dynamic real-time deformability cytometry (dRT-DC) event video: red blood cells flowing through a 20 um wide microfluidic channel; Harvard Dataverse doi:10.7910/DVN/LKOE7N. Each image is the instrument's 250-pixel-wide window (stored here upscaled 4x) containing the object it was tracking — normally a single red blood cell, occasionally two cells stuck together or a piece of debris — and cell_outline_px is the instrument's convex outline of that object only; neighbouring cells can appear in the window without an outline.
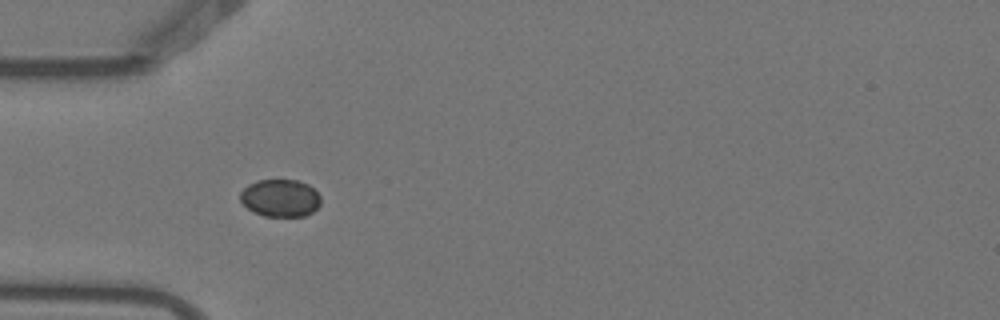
{"species": "Egyptian fruit bat (a non-hibernating species)", "species_latin": "Rousettus aegyptiacus", "temperature_condition": "warm", "stored_images_in_passage": 6, "camera_frame_rate_fps": 3000, "um_per_image_px": 0.085, "animal": {"sex": "female"}, "frame": {"image": 1, "passage_image": 3, "time_ms": 0.667, "image_size_px": [1000, 320], "cell_outline_px": [[320, 204], [312, 212], [304, 216], [264, 216], [248, 208], [240, 200], [240, 192], [248, 184], [256, 180], [296, 180], [308, 184], [320, 196]], "centroid_in_image_um": [23.81, 16.82], "position_along_channel_um": 61.2, "area_um2": 17.46}}
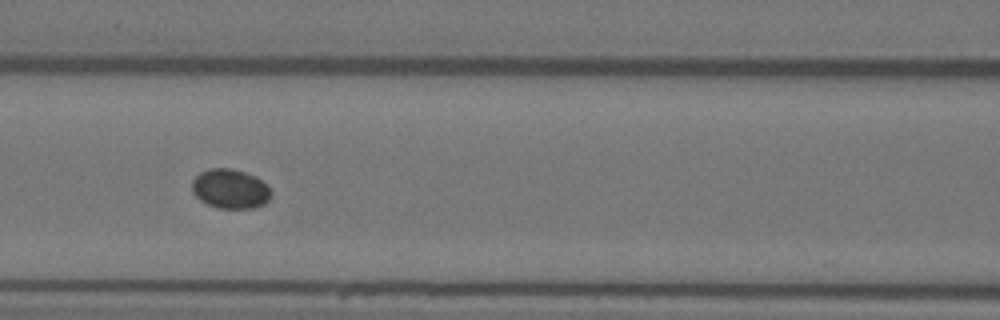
{"frame": {"image": 2, "passage_image": 5, "time_ms": 1.333, "image_size_px": [1000, 320], "cell_outline_px": [[272, 196], [264, 204], [252, 208], [216, 208], [200, 200], [192, 192], [192, 180], [200, 172], [208, 168], [232, 168], [256, 176], [272, 192]], "centroid_in_image_um": [19.55, 16.05], "position_along_channel_um": 147.1, "area_um2": 18.21}}
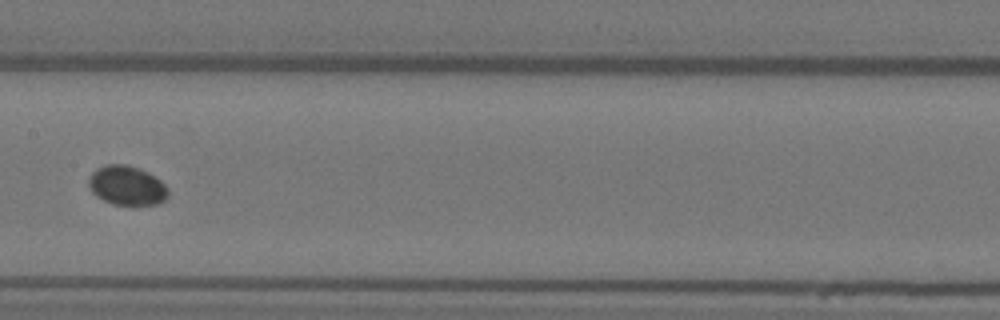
{"frame": {"image": 3, "passage_image": 6, "time_ms": 1.667, "image_size_px": [1000, 320], "cell_outline_px": [[168, 196], [164, 200], [156, 204], [112, 204], [96, 196], [92, 192], [88, 184], [88, 180], [92, 172], [96, 168], [108, 164], [124, 164], [140, 168], [148, 172], [160, 180], [168, 188]], "centroid_in_image_um": [10.77, 15.75], "position_along_channel_um": 196.6, "area_um2": 18.15}}